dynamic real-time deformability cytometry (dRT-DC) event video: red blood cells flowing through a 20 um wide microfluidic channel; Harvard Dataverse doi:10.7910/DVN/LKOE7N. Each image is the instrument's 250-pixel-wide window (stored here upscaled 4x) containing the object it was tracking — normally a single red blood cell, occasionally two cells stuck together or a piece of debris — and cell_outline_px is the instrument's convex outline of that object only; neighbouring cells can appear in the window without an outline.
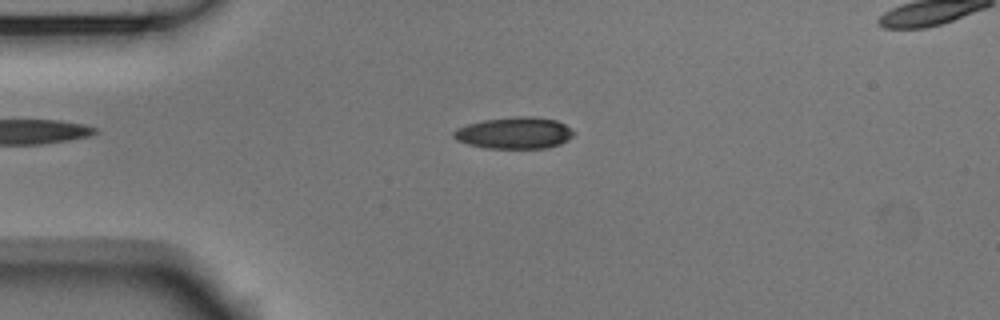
{"species": "Egyptian fruit bat (a non-hibernating species)", "species_latin": "Rousettus aegyptiacus", "temperature_condition": "room temperature", "stored_images_in_passage": 53, "camera_frame_rate_fps": 3000, "um_per_image_px": 0.085, "animal": {"sex": "male"}, "frame": {"image": 1, "passage_image": 12, "time_ms": 3.667, "image_size_px": [1000, 320], "cell_outline_px": [[576, 132], [568, 140], [560, 144], [548, 148], [484, 148], [468, 144], [456, 140], [452, 136], [452, 132], [456, 128], [468, 124], [484, 120], [516, 116], [532, 116], [556, 120], [564, 124]], "centroid_in_image_um": [43.72, 11.3], "position_along_channel_um": 41.3, "area_um2": 22.25}}
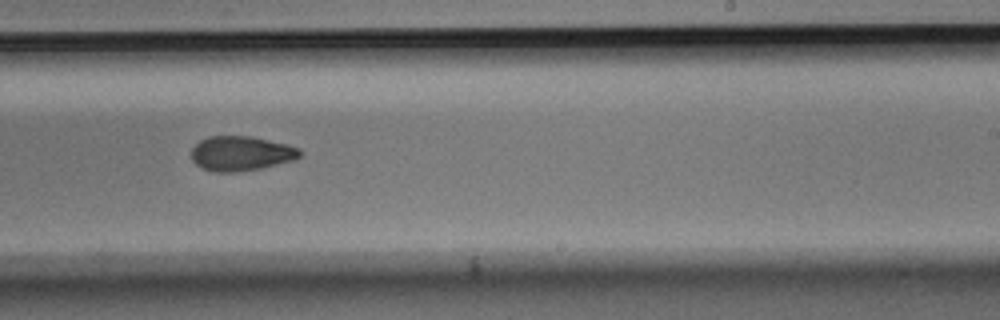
{"frame": {"image": 2, "passage_image": 32, "time_ms": 10.333, "image_size_px": [1000, 320], "cell_outline_px": [[304, 152], [300, 156], [292, 160], [260, 168], [232, 172], [216, 172], [200, 168], [192, 160], [192, 148], [200, 140], [208, 136], [252, 136], [288, 144], [300, 148]], "centroid_in_image_um": [20.49, 13.03], "position_along_channel_um": 268.5, "area_um2": 21.96}}
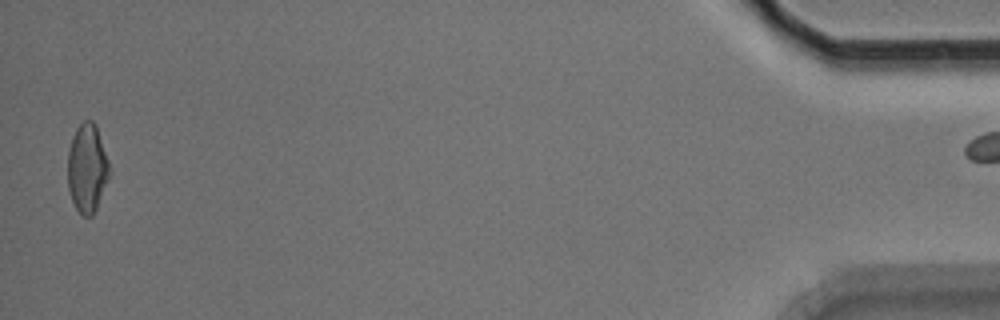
{"frame": {"image": 3, "passage_image": 52, "time_ms": 17.0, "image_size_px": [1000, 320], "cell_outline_px": [[108, 180], [96, 208], [92, 216], [80, 216], [72, 200], [68, 188], [68, 152], [72, 136], [76, 128], [84, 120], [92, 120], [96, 124], [108, 160]], "centroid_in_image_um": [7.39, 14.29], "position_along_channel_um": 427.8, "area_um2": 21.39}}